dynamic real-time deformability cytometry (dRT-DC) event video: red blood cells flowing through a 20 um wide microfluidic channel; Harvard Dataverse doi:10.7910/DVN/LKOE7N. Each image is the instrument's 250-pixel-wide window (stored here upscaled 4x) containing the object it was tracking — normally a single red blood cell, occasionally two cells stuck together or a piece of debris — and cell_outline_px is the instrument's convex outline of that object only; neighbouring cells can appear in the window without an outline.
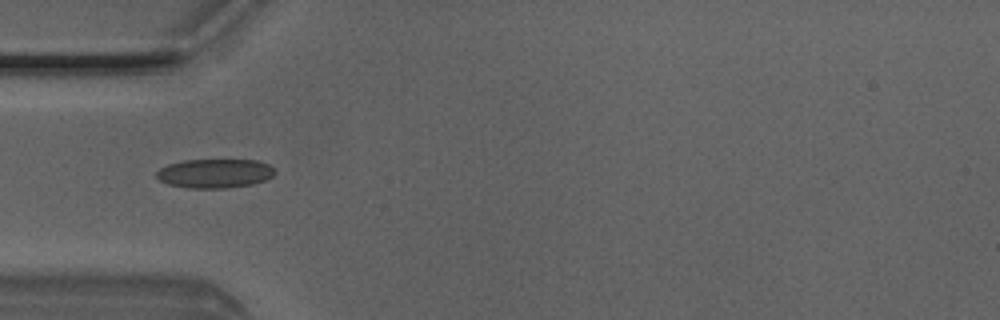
{"species": "Egyptian fruit bat (a non-hibernating species)", "species_latin": "Rousettus aegyptiacus", "temperature_condition": "room temperature", "stored_images_in_passage": 6, "camera_frame_rate_fps": 3000, "um_per_image_px": 0.085, "animal": {"sex": "male"}, "frame": {"image": 1, "passage_image": 5, "time_ms": 1.333, "image_size_px": [1000, 320], "cell_outline_px": [[276, 172], [272, 176], [264, 180], [252, 184], [228, 188], [188, 188], [168, 184], [160, 180], [156, 176], [156, 172], [160, 168], [168, 164], [184, 160], [256, 160], [268, 164]], "centroid_in_image_um": [18.24, 14.74], "position_along_channel_um": 66.8, "area_um2": 20.0}}